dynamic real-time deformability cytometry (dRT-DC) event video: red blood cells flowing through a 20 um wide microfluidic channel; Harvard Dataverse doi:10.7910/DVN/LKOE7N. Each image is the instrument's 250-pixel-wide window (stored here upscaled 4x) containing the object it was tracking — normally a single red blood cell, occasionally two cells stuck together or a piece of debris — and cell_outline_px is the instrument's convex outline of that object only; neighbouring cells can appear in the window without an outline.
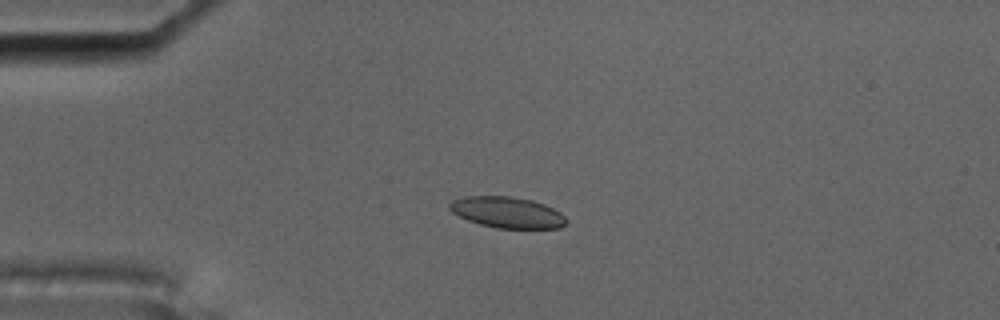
{"species": "common noctule bat (a hibernating species)", "species_latin": "Nyctalus noctula", "temperature_condition": "cold", "stored_images_in_passage": 5, "camera_frame_rate_fps": 3000, "um_per_image_px": 0.085, "animal": {"sex": "male", "body_mass_g": 17.5, "forearm_length_mm": 52.3}, "frame": {"image": 1, "passage_image": 3, "time_ms": 0.667, "image_size_px": [1000, 320], "cell_outline_px": [[568, 220], [560, 228], [496, 228], [480, 224], [468, 220], [452, 212], [448, 208], [448, 204], [452, 200], [464, 196], [508, 196], [532, 200], [544, 204], [560, 212]], "centroid_in_image_um": [43.09, 18.05], "position_along_channel_um": 41.9, "area_um2": 21.1}}